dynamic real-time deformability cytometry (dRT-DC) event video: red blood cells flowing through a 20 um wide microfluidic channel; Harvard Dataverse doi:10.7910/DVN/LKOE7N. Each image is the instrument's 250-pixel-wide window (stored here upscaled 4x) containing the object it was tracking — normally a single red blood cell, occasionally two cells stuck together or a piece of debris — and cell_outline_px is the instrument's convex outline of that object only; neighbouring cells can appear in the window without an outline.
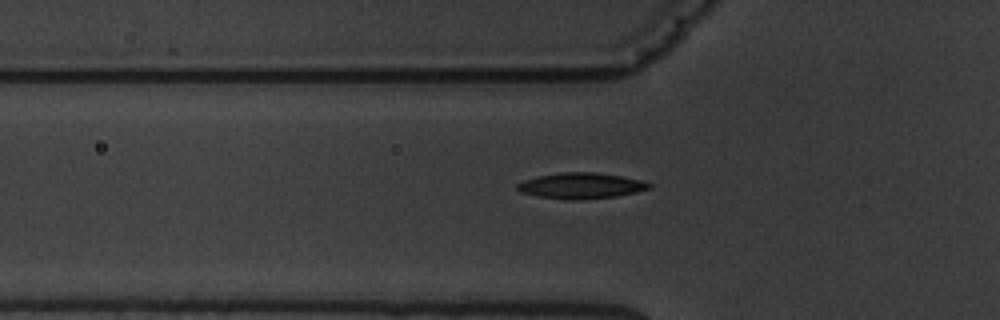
{"species": "common noctule bat (a hibernating species)", "species_latin": "Nyctalus noctula", "temperature_condition": "warm", "stored_images_in_passage": 5, "camera_frame_rate_fps": 3000, "um_per_image_px": 0.085, "animal": {"sex": "male", "body_mass_g": 19.5, "forearm_length_mm": 54.6}, "frame": {"image": 1, "passage_image": 5, "time_ms": 5.333, "image_size_px": [1000, 320], "cell_outline_px": [[652, 188], [636, 192], [616, 196], [576, 200], [572, 200], [536, 196], [520, 192], [516, 188], [516, 184], [524, 180], [536, 176], [560, 172], [596, 172], [620, 176], [640, 180], [652, 184]], "centroid_in_image_um": [49.36, 15.78], "position_along_channel_um": 76.4, "area_um2": 19.88}}